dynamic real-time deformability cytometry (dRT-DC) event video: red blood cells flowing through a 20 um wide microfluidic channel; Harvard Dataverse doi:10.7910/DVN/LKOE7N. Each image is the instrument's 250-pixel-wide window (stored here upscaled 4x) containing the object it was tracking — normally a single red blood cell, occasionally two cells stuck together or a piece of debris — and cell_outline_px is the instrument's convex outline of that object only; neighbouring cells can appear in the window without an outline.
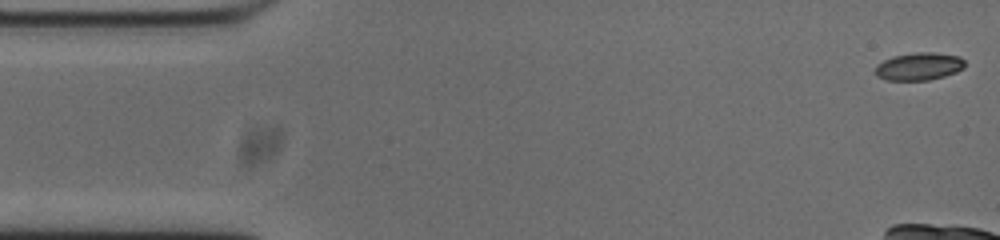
{"species": "common noctule bat (a hibernating species)", "species_latin": "Nyctalus noctula", "temperature_condition": "cold", "stored_images_in_passage": 12, "camera_frame_rate_fps": 3000, "um_per_image_px": 0.085, "animal": {"sex": "male", "body_mass_g": 20.0, "forearm_length_mm": 53.3}, "frame": {"image": 1, "passage_image": 1, "time_ms": 0.0, "image_size_px": [1000, 240], "cell_outline_px": [[964, 68], [956, 72], [944, 76], [928, 80], [884, 80], [876, 76], [876, 64], [892, 56], [916, 52], [932, 52], [960, 56], [964, 60]], "centroid_in_image_um": [78.1, 5.64], "position_along_channel_um": 6.9, "area_um2": 14.51}}